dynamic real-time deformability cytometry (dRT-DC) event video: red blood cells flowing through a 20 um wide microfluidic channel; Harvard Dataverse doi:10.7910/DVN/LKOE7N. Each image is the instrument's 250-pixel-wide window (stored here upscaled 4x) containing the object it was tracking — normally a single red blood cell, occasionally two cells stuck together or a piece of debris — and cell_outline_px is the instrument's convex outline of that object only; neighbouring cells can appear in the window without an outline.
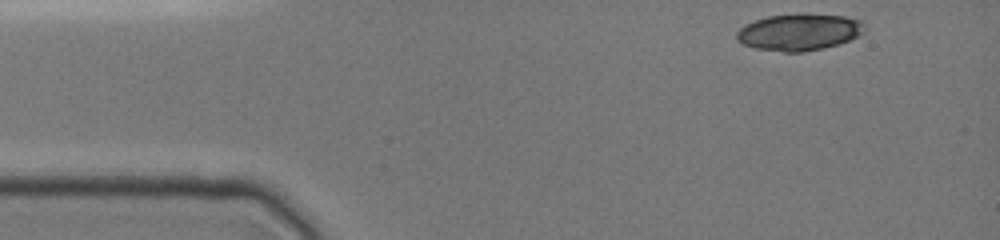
{"species": "common noctule bat (a hibernating species)", "species_latin": "Nyctalus noctula", "temperature_condition": "cold", "stored_images_in_passage": 5, "camera_frame_rate_fps": 3000, "um_per_image_px": 0.085, "animal": {"sex": "female", "body_mass_g": 19.0, "forearm_length_mm": 51.5}, "frame": {"image": 1, "passage_image": 1, "time_ms": 0.0, "image_size_px": [1000, 240], "cell_outline_px": [[868, 28], [864, 32], [840, 44], [804, 52], [784, 52], [756, 48], [744, 44], [736, 40], [736, 32], [744, 24], [768, 16], [804, 12], [844, 16], [860, 20]], "centroid_in_image_um": [67.94, 2.71], "position_along_channel_um": 17.1, "area_um2": 27.74}}
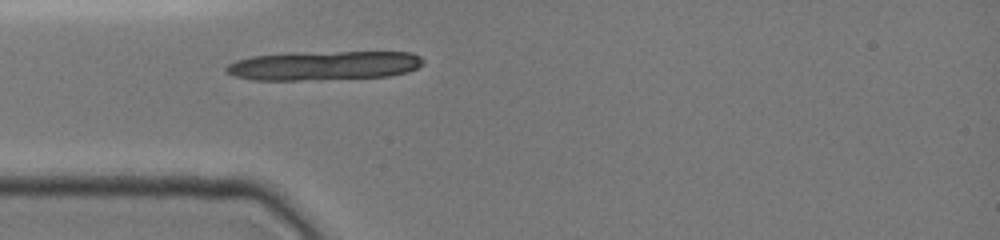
{"frame": {"image": 2, "passage_image": 5, "time_ms": 3.0, "image_size_px": [1000, 240], "cell_outline_px": [[424, 64], [408, 72], [388, 76], [316, 80], [252, 80], [236, 76], [224, 72], [224, 68], [228, 64], [236, 60], [252, 56], [288, 52], [412, 52], [420, 56], [424, 60]], "centroid_in_image_um": [27.5, 5.57], "position_along_channel_um": 57.5, "area_um2": 33.93}}